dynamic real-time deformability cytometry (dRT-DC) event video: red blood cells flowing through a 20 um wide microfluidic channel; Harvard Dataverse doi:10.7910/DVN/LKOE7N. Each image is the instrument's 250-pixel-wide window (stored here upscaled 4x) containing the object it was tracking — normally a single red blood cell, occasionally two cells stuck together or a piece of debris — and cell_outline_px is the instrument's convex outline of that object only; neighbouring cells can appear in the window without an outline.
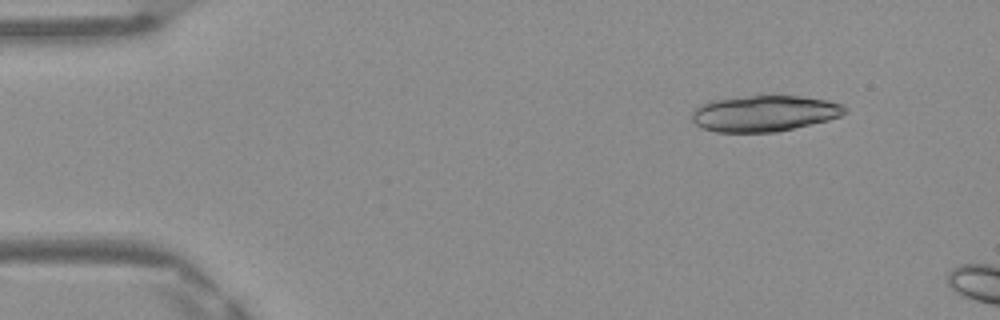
{"species": "Egyptian fruit bat (a non-hibernating species)", "species_latin": "Rousettus aegyptiacus", "temperature_condition": "warm", "stored_images_in_passage": 5, "camera_frame_rate_fps": 3000, "um_per_image_px": 0.085, "frame": {"image": 1, "passage_image": 1, "time_ms": 0.0, "image_size_px": [1000, 320], "cell_outline_px": [[848, 112], [840, 116], [828, 120], [776, 132], [716, 132], [700, 128], [692, 120], [692, 112], [696, 108], [712, 100], [752, 96], [800, 96], [828, 100], [844, 104], [848, 108]], "centroid_in_image_um": [65.01, 9.65], "position_along_channel_um": 20.0, "area_um2": 32.08}}